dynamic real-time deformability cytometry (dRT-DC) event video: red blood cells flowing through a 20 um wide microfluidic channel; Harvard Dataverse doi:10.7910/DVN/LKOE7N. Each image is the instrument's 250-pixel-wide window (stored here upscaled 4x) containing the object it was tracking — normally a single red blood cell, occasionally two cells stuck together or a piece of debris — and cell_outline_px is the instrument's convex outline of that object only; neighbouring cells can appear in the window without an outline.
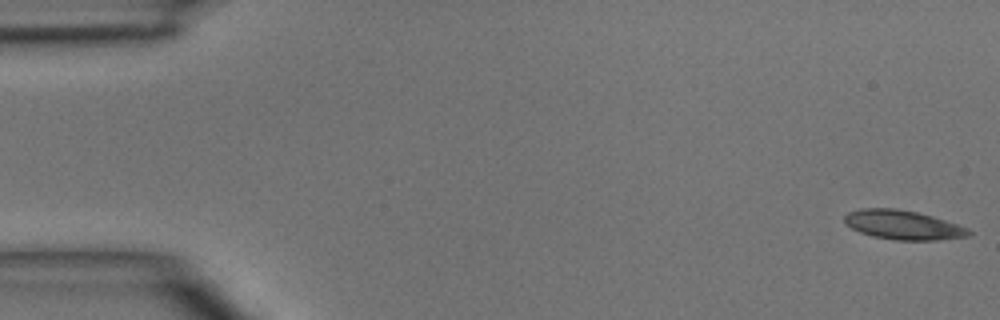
{"species": "common noctule bat (a hibernating species)", "species_latin": "Nyctalus noctula", "temperature_condition": "room temperature", "stored_images_in_passage": 4, "segment_of_instrument_passage": [2, 2], "camera_frame_rate_fps": 3000, "um_per_image_px": 0.085, "animal": {"sex": "male", "body_mass_g": 15.6}, "frame": {"image": 1, "passage_image": 4, "time_ms": 3.667, "image_size_px": [1000, 320], "cell_outline_px": [[972, 232], [968, 236], [936, 240], [896, 240], [872, 236], [860, 232], [852, 228], [844, 220], [844, 216], [848, 212], [860, 208], [896, 208], [916, 212], [932, 216], [968, 228]], "centroid_in_image_um": [76.74, 19.11], "position_along_channel_um": 8.3, "area_um2": 20.98}}